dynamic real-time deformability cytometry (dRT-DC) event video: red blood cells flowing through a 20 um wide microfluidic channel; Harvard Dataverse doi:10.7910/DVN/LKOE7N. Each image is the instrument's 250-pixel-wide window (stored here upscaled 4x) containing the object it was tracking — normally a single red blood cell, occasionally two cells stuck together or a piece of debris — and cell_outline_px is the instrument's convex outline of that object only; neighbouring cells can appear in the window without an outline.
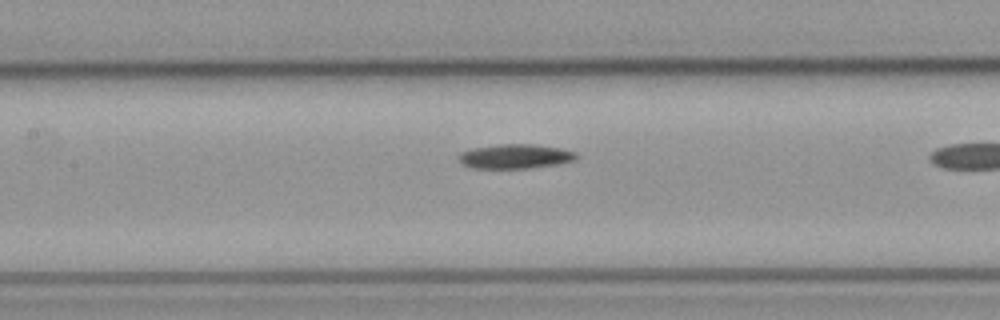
{"species": "common noctule bat (a hibernating species)", "species_latin": "Nyctalus noctula", "temperature_condition": "cold", "stored_images_in_passage": 23, "camera_frame_rate_fps": 3000, "um_per_image_px": 0.085, "animal": {"sex": "male", "body_mass_g": 23.1, "forearm_length_mm": 52.7}, "frame": {"image": 1, "passage_image": 22, "time_ms": 7.0, "image_size_px": [1000, 320], "cell_outline_px": [[580, 156], [576, 160], [560, 164], [528, 168], [472, 168], [464, 164], [460, 160], [460, 152], [476, 148], [500, 144], [532, 144], [560, 148], [576, 152]], "centroid_in_image_um": [43.88, 13.29], "position_along_channel_um": 163.5, "area_um2": 16.65}}